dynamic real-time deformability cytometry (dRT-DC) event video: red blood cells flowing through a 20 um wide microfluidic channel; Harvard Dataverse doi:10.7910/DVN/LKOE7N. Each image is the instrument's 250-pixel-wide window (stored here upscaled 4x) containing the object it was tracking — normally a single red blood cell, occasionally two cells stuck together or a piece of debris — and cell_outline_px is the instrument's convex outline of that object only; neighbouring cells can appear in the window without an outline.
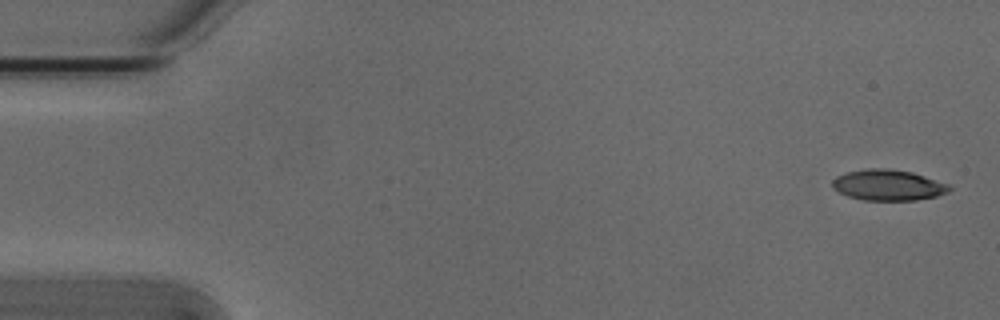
{"species": "Egyptian fruit bat (a non-hibernating species)", "species_latin": "Rousettus aegyptiacus", "temperature_condition": "cold", "stored_images_in_passage": 4, "camera_frame_rate_fps": 3000, "um_per_image_px": 0.085, "animal": {"sex": "male"}, "frame": {"image": 1, "passage_image": 1, "time_ms": 0.0, "image_size_px": [1000, 320], "cell_outline_px": [[952, 188], [948, 192], [936, 196], [916, 200], [864, 200], [848, 196], [832, 188], [832, 180], [836, 176], [848, 172], [868, 168], [884, 168], [912, 172], [948, 184]], "centroid_in_image_um": [75.48, 15.73], "position_along_channel_um": 9.5, "area_um2": 20.87}}
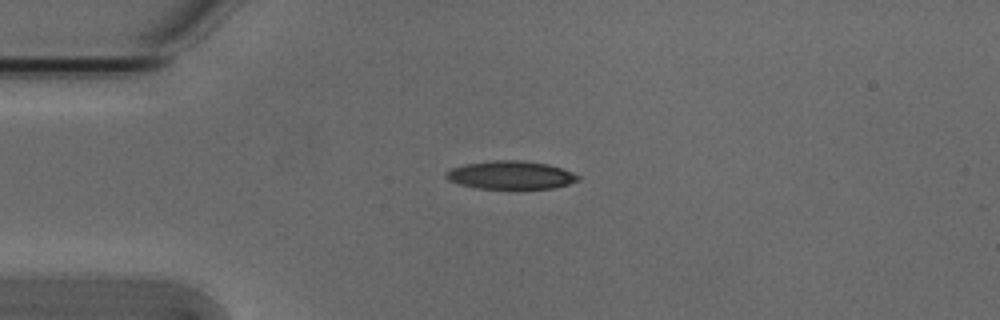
{"frame": {"image": 2, "passage_image": 4, "time_ms": 1.0, "image_size_px": [1000, 320], "cell_outline_px": [[580, 180], [568, 184], [552, 188], [480, 188], [460, 184], [448, 180], [444, 176], [444, 172], [448, 168], [464, 164], [492, 160], [524, 160], [548, 164], [572, 172], [580, 176]], "centroid_in_image_um": [43.37, 14.86], "position_along_channel_um": 41.6, "area_um2": 21.73}}